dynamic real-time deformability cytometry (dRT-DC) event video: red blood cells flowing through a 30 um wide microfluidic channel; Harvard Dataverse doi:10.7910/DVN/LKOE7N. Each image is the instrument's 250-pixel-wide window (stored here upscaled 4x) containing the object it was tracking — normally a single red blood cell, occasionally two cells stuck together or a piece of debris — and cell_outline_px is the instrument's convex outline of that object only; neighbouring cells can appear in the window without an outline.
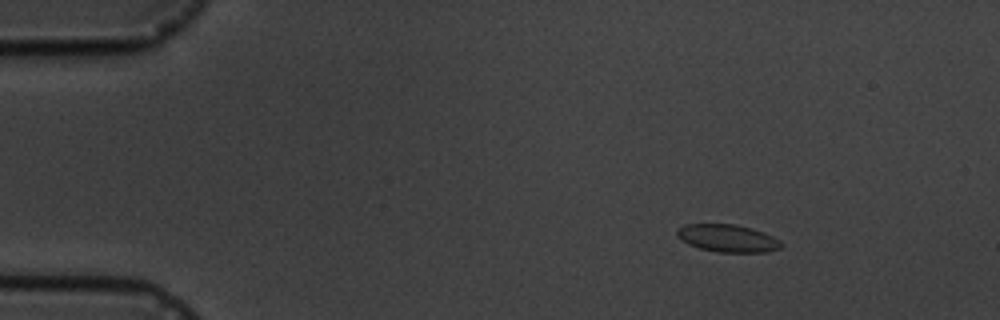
{"species": "common noctule bat (a hibernating species)", "species_latin": "Nyctalus noctula", "temperature_condition": "cold", "stored_images_in_passage": 5, "camera_frame_rate_fps": 3000, "um_per_image_px": 0.085, "animal": {"sex": "male", "body_mass_g": 19.5, "forearm_length_mm": 54.6}, "frame": {"image": 1, "passage_image": 1, "time_ms": 0.0, "image_size_px": [1000, 320], "cell_outline_px": [[780, 248], [768, 252], [716, 252], [700, 248], [688, 244], [680, 240], [676, 236], [676, 228], [684, 224], [736, 224], [752, 228], [764, 232], [780, 240]], "centroid_in_image_um": [61.8, 20.24], "position_along_channel_um": 23.2, "area_um2": 16.88}}
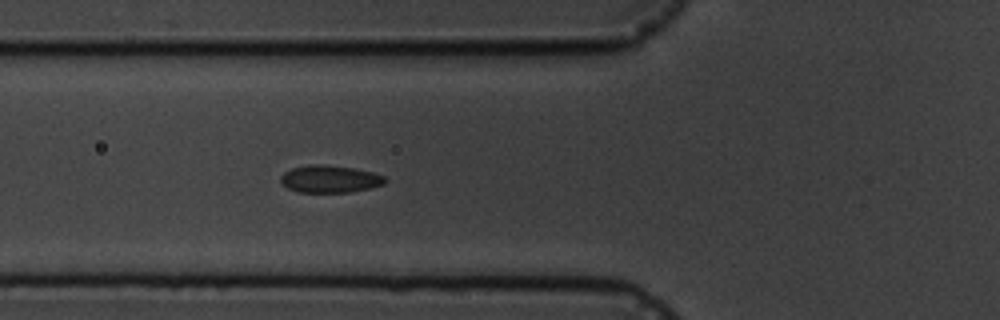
{"frame": {"image": 2, "passage_image": 5, "time_ms": 4.333, "image_size_px": [1000, 320], "cell_outline_px": [[388, 180], [384, 184], [352, 192], [296, 192], [288, 188], [280, 180], [280, 176], [284, 172], [292, 168], [308, 164], [324, 164], [356, 168], [372, 172], [384, 176]], "centroid_in_image_um": [28.04, 15.2], "position_along_channel_um": 97.8, "area_um2": 16.76}}